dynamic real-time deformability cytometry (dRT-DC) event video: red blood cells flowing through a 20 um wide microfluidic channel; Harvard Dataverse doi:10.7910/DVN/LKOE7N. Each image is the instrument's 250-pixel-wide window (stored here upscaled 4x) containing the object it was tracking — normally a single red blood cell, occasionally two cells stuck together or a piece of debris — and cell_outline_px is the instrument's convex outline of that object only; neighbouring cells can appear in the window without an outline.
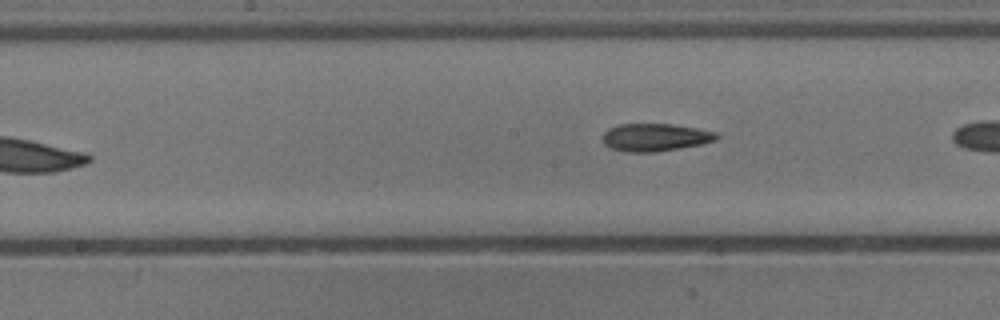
{"species": "common noctule bat (a hibernating species)", "species_latin": "Nyctalus noctula", "temperature_condition": "cold", "stored_images_in_passage": 6, "camera_frame_rate_fps": 3000, "um_per_image_px": 0.085, "animal": {"sex": "male", "body_mass_g": 13.3}, "frame": {"image": 1, "passage_image": 6, "time_ms": 1.667, "image_size_px": [1000, 320], "cell_outline_px": [[720, 136], [716, 140], [700, 144], [680, 148], [656, 152], [628, 152], [612, 148], [604, 144], [604, 132], [608, 128], [620, 124], [672, 124], [696, 128], [716, 132]], "centroid_in_image_um": [55.7, 11.67], "position_along_channel_um": 192.5, "area_um2": 18.26}}